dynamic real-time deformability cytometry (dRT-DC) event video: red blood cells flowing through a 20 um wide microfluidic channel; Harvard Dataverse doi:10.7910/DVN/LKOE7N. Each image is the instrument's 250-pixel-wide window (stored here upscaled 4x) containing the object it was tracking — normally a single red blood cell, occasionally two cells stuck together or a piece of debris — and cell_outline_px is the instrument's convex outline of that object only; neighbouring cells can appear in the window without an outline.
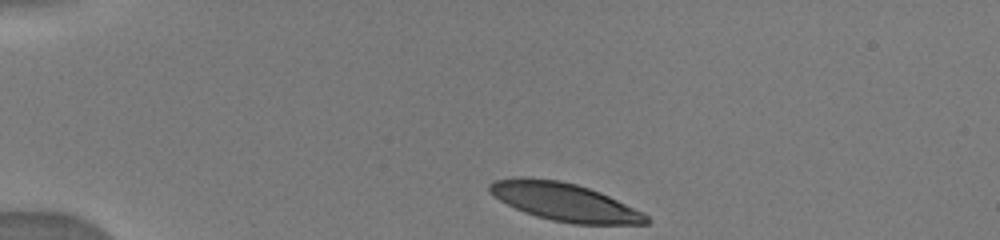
{"species": "human", "species_latin": "Homo sapiens", "temperature_condition": "warm", "stored_images_in_passage": 9, "camera_frame_rate_fps": 3000, "um_per_image_px": 0.085, "donor": {"sex": "male"}, "frame": {"image": 1, "passage_image": 1, "time_ms": 0.0, "image_size_px": [1000, 240], "cell_outline_px": [[652, 220], [648, 224], [572, 224], [552, 220], [536, 216], [524, 212], [500, 200], [488, 192], [488, 184], [496, 180], [520, 176], [524, 176], [560, 180], [576, 184], [600, 192], [644, 212]], "centroid_in_image_um": [47.99, 17.16], "position_along_channel_um": 37.0, "area_um2": 34.85}}
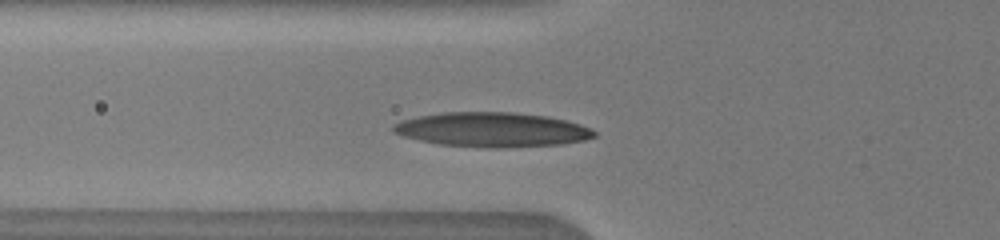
{"frame": {"image": 2, "passage_image": 8, "time_ms": 2.667, "image_size_px": [1000, 240], "cell_outline_px": [[596, 136], [584, 140], [560, 144], [500, 148], [488, 148], [440, 144], [420, 140], [404, 136], [392, 132], [392, 124], [400, 120], [420, 116], [444, 112], [512, 112], [548, 116], [580, 124], [592, 128], [596, 132]], "centroid_in_image_um": [41.83, 11.02], "position_along_channel_um": 84.0, "area_um2": 40.46}}